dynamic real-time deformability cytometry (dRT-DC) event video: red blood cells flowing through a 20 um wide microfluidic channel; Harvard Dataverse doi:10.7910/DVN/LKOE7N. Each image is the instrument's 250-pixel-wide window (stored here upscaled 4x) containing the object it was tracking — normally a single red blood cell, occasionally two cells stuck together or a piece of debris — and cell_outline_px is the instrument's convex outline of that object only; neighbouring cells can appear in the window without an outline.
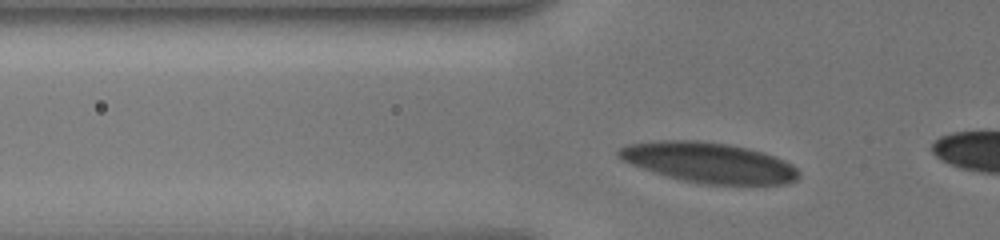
{"species": "human", "species_latin": "Homo sapiens", "temperature_condition": "cold", "stored_images_in_passage": 32, "camera_frame_rate_fps": 3000, "um_per_image_px": 0.085, "donor": {"sex": "male"}, "frame": {"image": 1, "passage_image": 5, "time_ms": 1.333, "image_size_px": [1000, 240], "cell_outline_px": [[800, 176], [796, 180], [788, 184], [708, 184], [684, 180], [668, 176], [620, 160], [616, 156], [616, 148], [628, 144], [660, 140], [696, 140], [728, 144], [748, 148], [764, 152], [784, 160], [792, 164], [800, 172]], "centroid_in_image_um": [60.26, 13.8], "position_along_channel_um": 65.5, "area_um2": 42.19}}
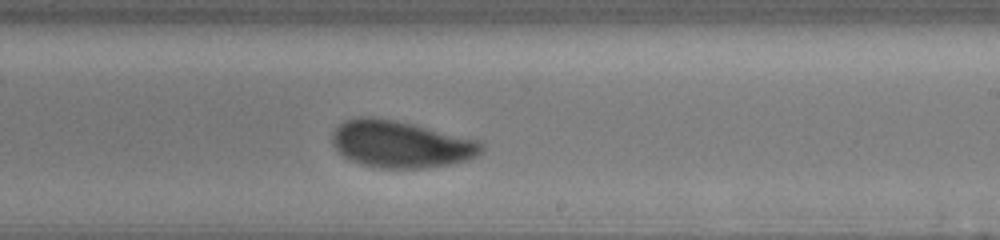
{"frame": {"image": 2, "passage_image": 20, "time_ms": 6.333, "image_size_px": [1000, 240], "cell_outline_px": [[484, 148], [476, 156], [452, 164], [424, 168], [380, 168], [360, 164], [344, 156], [332, 144], [332, 132], [344, 120], [360, 116], [376, 116], [396, 120], [480, 140], [484, 144]], "centroid_in_image_um": [34.06, 12.24], "position_along_channel_um": 254.9, "area_um2": 40.98}}
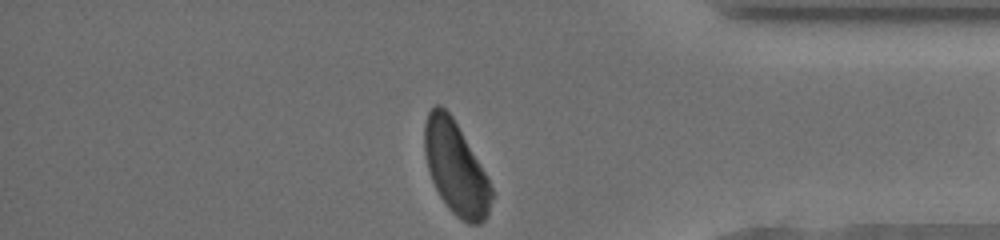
{"frame": {"image": 3, "passage_image": 32, "time_ms": 10.333, "image_size_px": [1000, 240], "cell_outline_px": [[492, 200], [488, 216], [480, 224], [468, 224], [456, 216], [448, 208], [440, 196], [432, 180], [428, 168], [424, 152], [424, 124], [428, 112], [436, 104], [440, 104], [452, 116], [484, 172], [492, 188]], "centroid_in_image_um": [38.72, 14.31], "position_along_channel_um": 396.5, "area_um2": 35.78}, "authors_computed_cell_mechanics": {"area_um2": 41.2981, "velocity_mm_per_s": 3.9331, "shape_relaxation_time_tau1_ms": 3.0443, "shape_relaxation_time_tau2_ms": 0.7697, "deformation_change_tau1": 0.1198, "deformation_change_tau2": 0.0476}}